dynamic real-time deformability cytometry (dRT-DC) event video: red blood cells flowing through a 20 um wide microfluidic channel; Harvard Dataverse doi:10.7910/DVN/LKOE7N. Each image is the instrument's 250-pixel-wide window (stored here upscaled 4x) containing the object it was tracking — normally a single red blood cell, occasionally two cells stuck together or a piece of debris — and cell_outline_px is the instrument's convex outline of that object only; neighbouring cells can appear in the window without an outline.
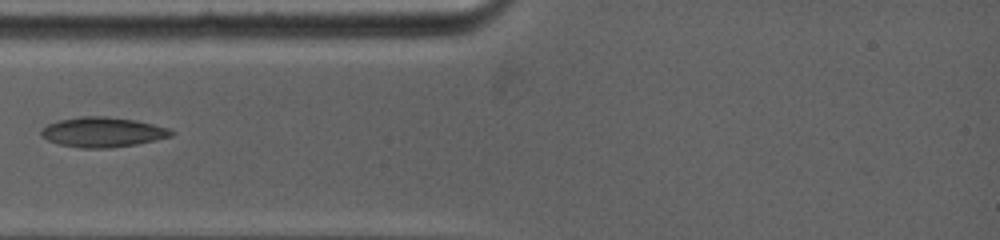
{"species": "common noctule bat (a hibernating species)", "species_latin": "Nyctalus noctula", "temperature_condition": "warm", "stored_images_in_passage": 4, "camera_frame_rate_fps": 5000, "um_per_image_px": 0.085, "animal": {"sex": "female", "body_mass_g": 19.0, "forearm_length_mm": 53.3}, "frame": {"image": 1, "passage_image": 3, "time_ms": 1.4, "image_size_px": [1000, 240], "cell_outline_px": [[176, 132], [172, 136], [156, 140], [136, 144], [108, 148], [80, 148], [60, 144], [48, 140], [40, 136], [40, 132], [48, 124], [60, 120], [80, 116], [104, 116], [132, 120], [152, 124], [168, 128]], "centroid_in_image_um": [8.73, 11.24], "position_along_channel_um": 76.3, "area_um2": 22.48}}